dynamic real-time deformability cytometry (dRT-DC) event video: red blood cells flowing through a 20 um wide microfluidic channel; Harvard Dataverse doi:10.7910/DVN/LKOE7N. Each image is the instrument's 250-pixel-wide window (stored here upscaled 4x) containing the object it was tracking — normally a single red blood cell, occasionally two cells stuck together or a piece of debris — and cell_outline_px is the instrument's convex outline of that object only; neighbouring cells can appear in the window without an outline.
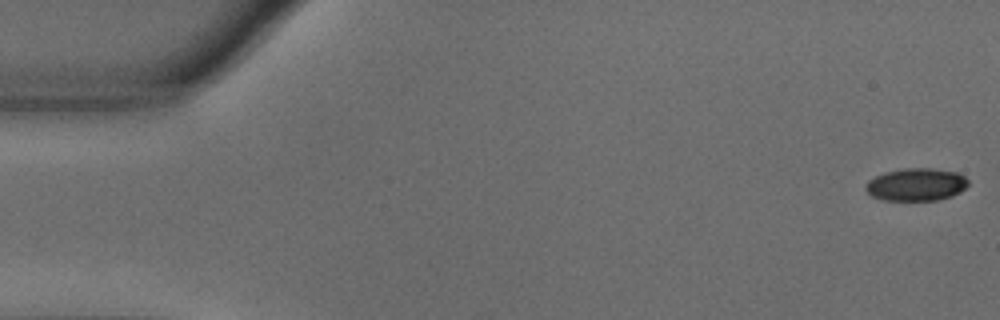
{"species": "common noctule bat (a hibernating species)", "species_latin": "Nyctalus noctula", "temperature_condition": "warm", "stored_images_in_passage": 13, "camera_frame_rate_fps": 3000, "um_per_image_px": 0.085, "animal": {"sex": "male", "body_mass_g": 18.8}, "frame": {"image": 1, "passage_image": 1, "time_ms": 0.0, "image_size_px": [1000, 320], "cell_outline_px": [[968, 184], [960, 192], [952, 196], [936, 200], [884, 200], [872, 196], [864, 188], [868, 180], [884, 172], [904, 168], [932, 168], [956, 172], [964, 176], [968, 180]], "centroid_in_image_um": [77.87, 15.68], "position_along_channel_um": 7.1, "area_um2": 19.48}}
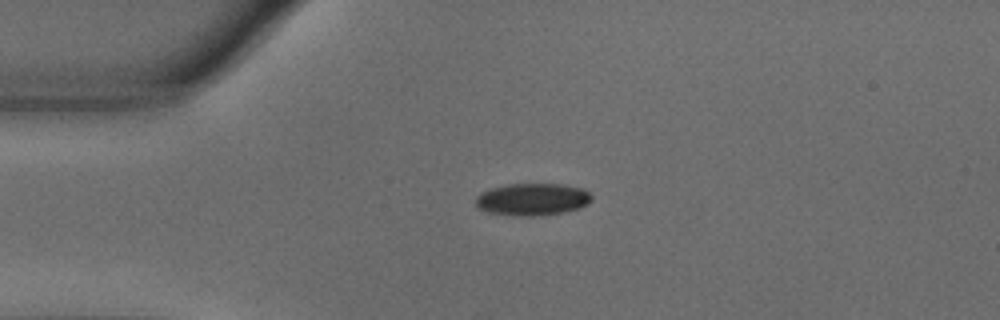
{"frame": {"image": 2, "passage_image": 13, "time_ms": 4.0, "image_size_px": [1000, 320], "cell_outline_px": [[592, 200], [588, 204], [580, 208], [564, 212], [536, 216], [520, 216], [488, 212], [480, 208], [476, 204], [476, 196], [480, 192], [488, 188], [508, 184], [560, 184], [584, 188], [592, 196]], "centroid_in_image_um": [45.27, 16.93], "position_along_channel_um": 39.7, "area_um2": 21.91}}